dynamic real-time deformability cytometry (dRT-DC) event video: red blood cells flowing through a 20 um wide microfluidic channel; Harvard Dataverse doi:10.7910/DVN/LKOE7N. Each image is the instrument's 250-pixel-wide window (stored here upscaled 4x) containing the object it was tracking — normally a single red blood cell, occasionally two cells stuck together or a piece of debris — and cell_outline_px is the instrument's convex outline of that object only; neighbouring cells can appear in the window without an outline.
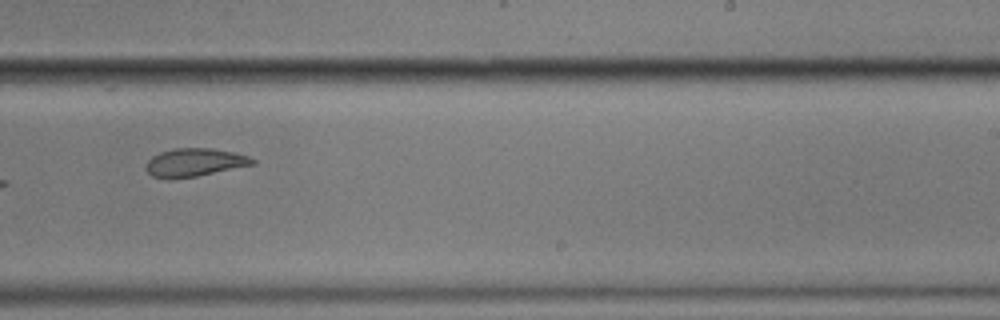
{"species": "common noctule bat (a hibernating species)", "species_latin": "Nyctalus noctula", "temperature_condition": "cold", "stored_images_in_passage": 11, "camera_frame_rate_fps": 3000, "um_per_image_px": 0.085, "animal": {"sex": "male", "body_mass_g": 17.9}, "frame": {"image": 1, "passage_image": 10, "time_ms": 12.0, "image_size_px": [1000, 320], "cell_outline_px": [[256, 164], [196, 176], [168, 180], [152, 176], [144, 168], [148, 160], [152, 156], [160, 152], [172, 148], [212, 148], [232, 152], [248, 156], [256, 160]], "centroid_in_image_um": [16.5, 13.81], "position_along_channel_um": 272.5, "area_um2": 17.63}}
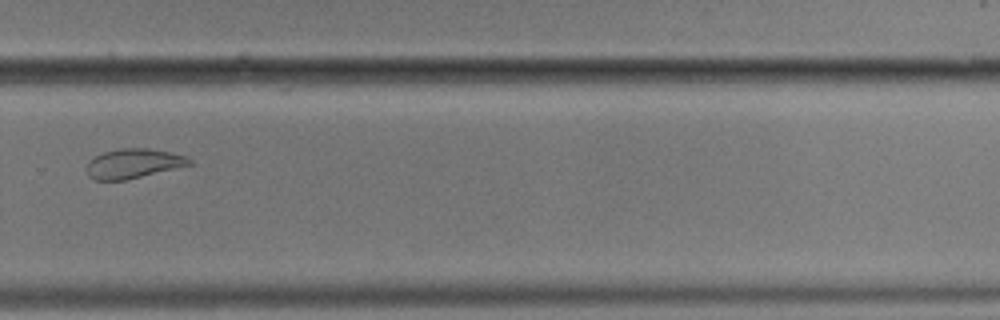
{"frame": {"image": 2, "passage_image": 11, "time_ms": 13.333, "image_size_px": [1000, 320], "cell_outline_px": [[192, 164], [124, 180], [92, 180], [88, 176], [88, 160], [104, 152], [120, 148], [148, 148], [168, 152], [184, 156], [192, 160]], "centroid_in_image_um": [11.3, 13.9], "position_along_channel_um": 318.5, "area_um2": 17.34}}